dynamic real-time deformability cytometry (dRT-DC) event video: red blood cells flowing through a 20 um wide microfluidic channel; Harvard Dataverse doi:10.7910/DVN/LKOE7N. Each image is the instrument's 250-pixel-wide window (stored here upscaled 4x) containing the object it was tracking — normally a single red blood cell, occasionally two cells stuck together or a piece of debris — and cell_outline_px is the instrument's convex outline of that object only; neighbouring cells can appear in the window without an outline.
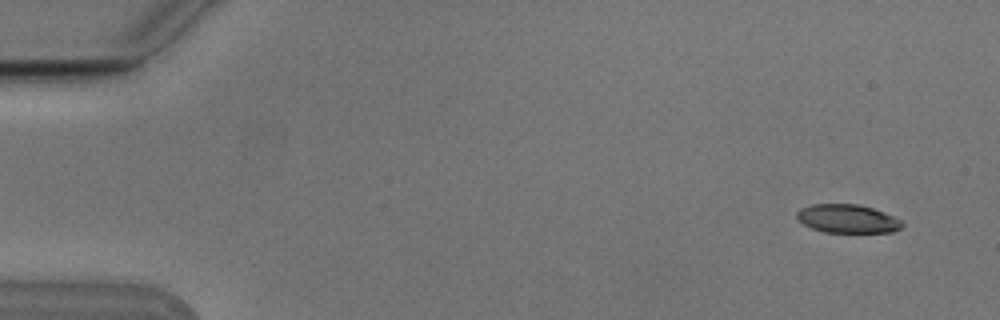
{"species": "Egyptian fruit bat (a non-hibernating species)", "species_latin": "Rousettus aegyptiacus", "temperature_condition": "cold", "stored_images_in_passage": 6, "camera_frame_rate_fps": 3000, "um_per_image_px": 0.085, "animal": {"sex": "male"}, "frame": {"image": 1, "passage_image": 1, "time_ms": 0.0, "image_size_px": [1000, 320], "cell_outline_px": [[904, 224], [900, 228], [892, 232], [824, 232], [812, 228], [796, 220], [796, 212], [800, 208], [812, 204], [856, 204], [872, 208], [892, 216], [900, 220]], "centroid_in_image_um": [71.98, 18.59], "position_along_channel_um": 13.0, "area_um2": 17.4}}
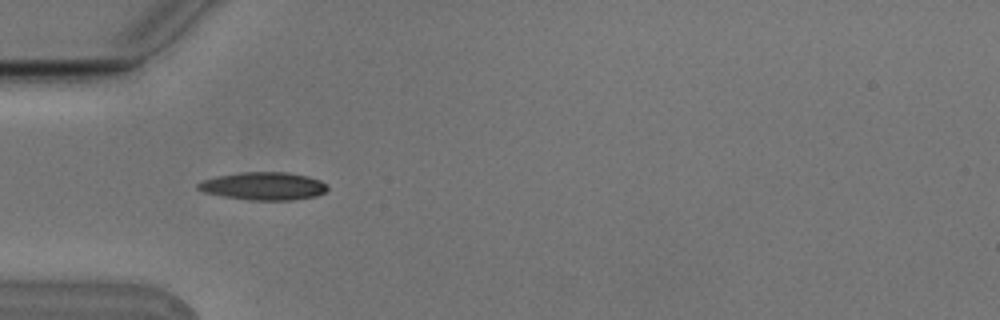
{"frame": {"image": 2, "passage_image": 5, "time_ms": 1.333, "image_size_px": [1000, 320], "cell_outline_px": [[328, 188], [324, 192], [316, 196], [292, 200], [248, 200], [224, 196], [204, 192], [196, 188], [196, 184], [204, 180], [216, 176], [240, 172], [288, 172], [308, 176], [320, 180], [328, 184]], "centroid_in_image_um": [22.42, 15.81], "position_along_channel_um": 62.6, "area_um2": 21.1}}